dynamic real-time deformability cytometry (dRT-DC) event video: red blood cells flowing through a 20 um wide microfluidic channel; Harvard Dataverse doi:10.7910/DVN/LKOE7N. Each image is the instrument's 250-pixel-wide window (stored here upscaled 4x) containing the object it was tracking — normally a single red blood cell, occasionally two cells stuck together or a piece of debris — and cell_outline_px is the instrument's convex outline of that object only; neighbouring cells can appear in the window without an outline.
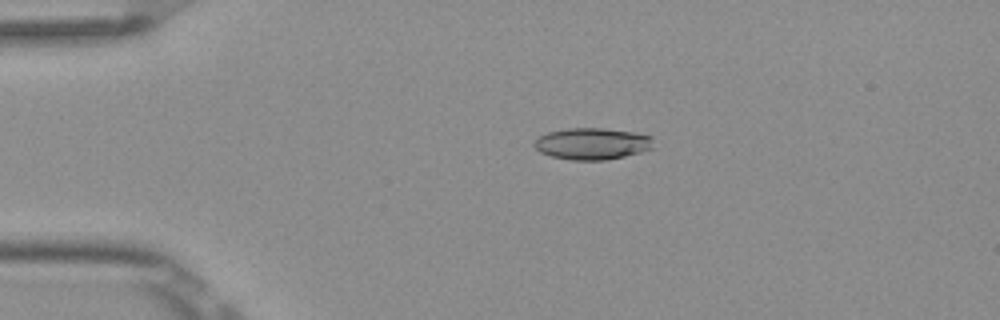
{"species": "Egyptian fruit bat (a non-hibernating species)", "species_latin": "Rousettus aegyptiacus", "temperature_condition": "room temperature", "stored_images_in_passage": 4, "camera_frame_rate_fps": 3000, "um_per_image_px": 0.085, "frame": {"image": 1, "passage_image": 3, "time_ms": 0.667, "image_size_px": [1000, 320], "cell_outline_px": [[652, 148], [640, 152], [624, 156], [604, 160], [572, 160], [552, 156], [540, 152], [532, 144], [540, 136], [548, 132], [568, 128], [604, 128], [636, 132], [652, 136]], "centroid_in_image_um": [50.34, 12.2], "position_along_channel_um": 34.7, "area_um2": 21.91}}